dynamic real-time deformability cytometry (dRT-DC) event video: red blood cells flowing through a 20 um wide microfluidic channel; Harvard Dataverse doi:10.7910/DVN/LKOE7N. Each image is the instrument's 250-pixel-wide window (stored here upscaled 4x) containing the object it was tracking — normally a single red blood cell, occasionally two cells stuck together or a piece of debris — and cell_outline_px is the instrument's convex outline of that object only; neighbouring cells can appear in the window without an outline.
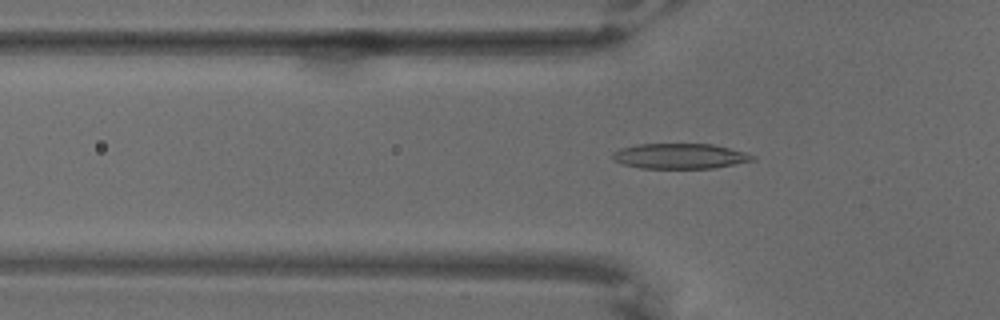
{"species": "common noctule bat (a hibernating species)", "species_latin": "Nyctalus noctula", "temperature_condition": "warm", "stored_images_in_passage": 46, "camera_frame_rate_fps": 3000, "um_per_image_px": 0.085, "animal": {"sex": "male", "body_mass_g": 18.8}, "frame": {"image": 1, "passage_image": 9, "time_ms": 2.667, "image_size_px": [1000, 320], "cell_outline_px": [[756, 160], [712, 168], [640, 168], [624, 164], [612, 160], [612, 152], [620, 148], [636, 144], [712, 144], [744, 152], [756, 156]], "centroid_in_image_um": [57.76, 13.27], "position_along_channel_um": 68.0, "area_um2": 20.58}}
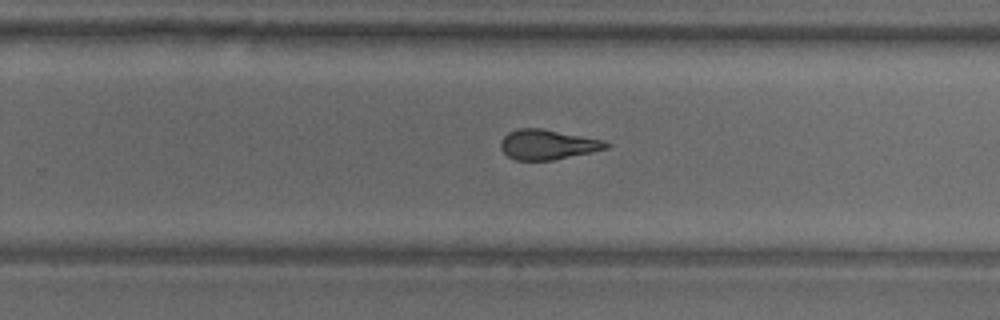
{"frame": {"image": 2, "passage_image": 30, "time_ms": 9.667, "image_size_px": [1000, 320], "cell_outline_px": [[612, 144], [608, 148], [592, 152], [552, 160], [516, 160], [508, 156], [500, 148], [500, 140], [508, 132], [520, 128], [544, 128], [604, 140]], "centroid_in_image_um": [46.56, 12.27], "position_along_channel_um": 283.2, "area_um2": 18.55}}
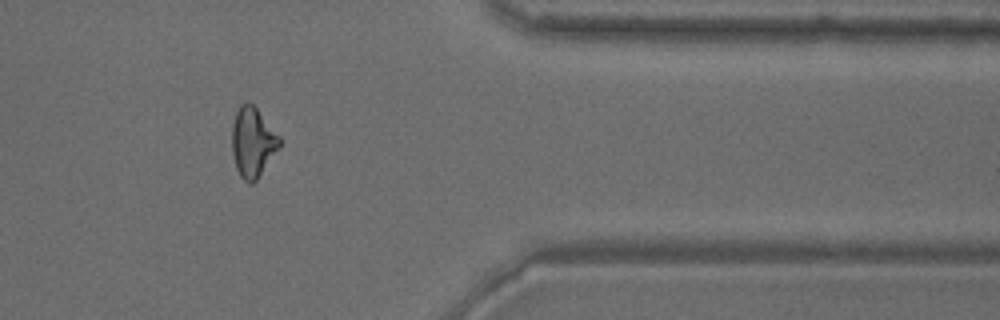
{"frame": {"image": 3, "passage_image": 42, "time_ms": 13.667, "image_size_px": [1000, 320], "cell_outline_px": [[280, 148], [256, 180], [252, 184], [248, 184], [240, 176], [236, 168], [232, 152], [232, 124], [236, 112], [240, 104], [244, 100], [248, 100], [256, 108], [280, 136]], "centroid_in_image_um": [21.47, 12.08], "position_along_channel_um": 389.9, "area_um2": 19.48}}